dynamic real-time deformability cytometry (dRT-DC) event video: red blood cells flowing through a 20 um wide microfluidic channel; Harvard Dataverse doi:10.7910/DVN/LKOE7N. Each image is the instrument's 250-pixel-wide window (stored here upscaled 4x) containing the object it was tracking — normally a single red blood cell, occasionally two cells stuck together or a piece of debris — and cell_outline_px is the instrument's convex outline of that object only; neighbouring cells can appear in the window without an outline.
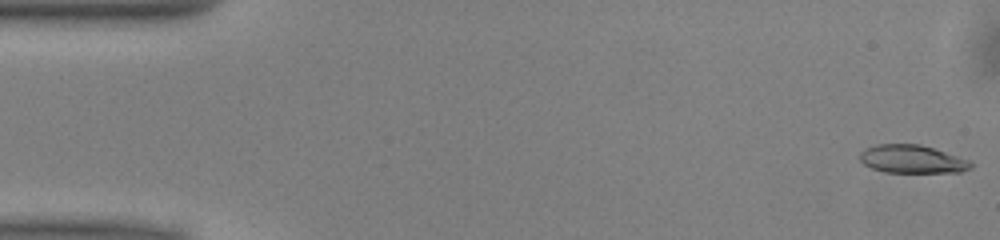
{"species": "common noctule bat (a hibernating species)", "species_latin": "Nyctalus noctula", "temperature_condition": "warm", "stored_images_in_passage": 45, "camera_frame_rate_fps": 3000, "um_per_image_px": 0.085, "animal": {"sex": "male", "body_mass_g": 13.0, "forearm_length_mm": 53.1}, "frame": {"image": 1, "passage_image": 1, "time_ms": 0.0, "image_size_px": [1000, 240], "cell_outline_px": [[972, 168], [960, 172], [884, 172], [872, 168], [864, 164], [860, 160], [860, 152], [864, 148], [876, 144], [920, 144], [968, 160], [972, 164]], "centroid_in_image_um": [77.48, 13.52], "position_along_channel_um": 7.5, "area_um2": 18.03}}
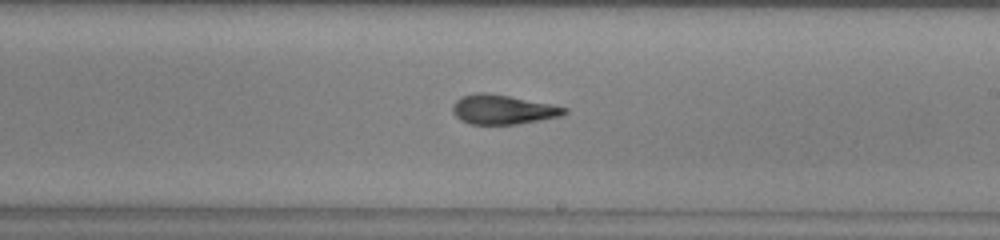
{"frame": {"image": 2, "passage_image": 29, "time_ms": 9.333, "image_size_px": [1000, 240], "cell_outline_px": [[568, 112], [560, 116], [540, 120], [516, 124], [472, 124], [460, 120], [452, 112], [452, 104], [460, 96], [476, 92], [488, 92], [552, 104], [568, 108]], "centroid_in_image_um": [42.71, 9.29], "position_along_channel_um": 246.3, "area_um2": 19.31}}
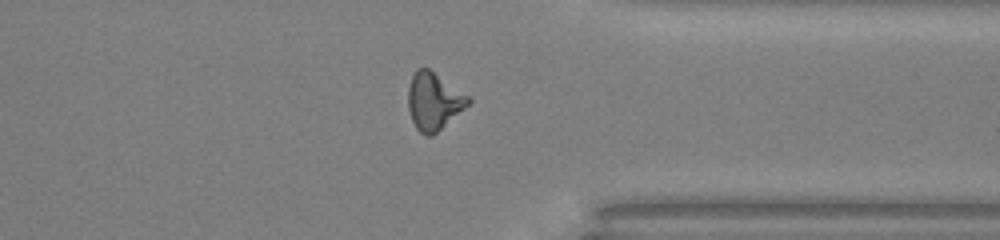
{"frame": {"image": 3, "passage_image": 39, "time_ms": 12.667, "image_size_px": [1000, 240], "cell_outline_px": [[472, 100], [464, 108], [432, 136], [428, 136], [420, 132], [416, 128], [412, 120], [408, 108], [408, 88], [412, 76], [416, 68], [428, 68], [468, 96]], "centroid_in_image_um": [36.83, 8.6], "position_along_channel_um": 374.6, "area_um2": 19.65}, "authors_computed_cell_mechanics": {"area_um2": 19.1896, "velocity_mm_per_s": 4.0294, "shape_relaxation_time_tau1_ms": 7.5752, "shape_relaxation_time_tau2_ms": 2.1198, "deformation_change_tau1": 0.2291, "deformation_change_tau2": 0.1186}}